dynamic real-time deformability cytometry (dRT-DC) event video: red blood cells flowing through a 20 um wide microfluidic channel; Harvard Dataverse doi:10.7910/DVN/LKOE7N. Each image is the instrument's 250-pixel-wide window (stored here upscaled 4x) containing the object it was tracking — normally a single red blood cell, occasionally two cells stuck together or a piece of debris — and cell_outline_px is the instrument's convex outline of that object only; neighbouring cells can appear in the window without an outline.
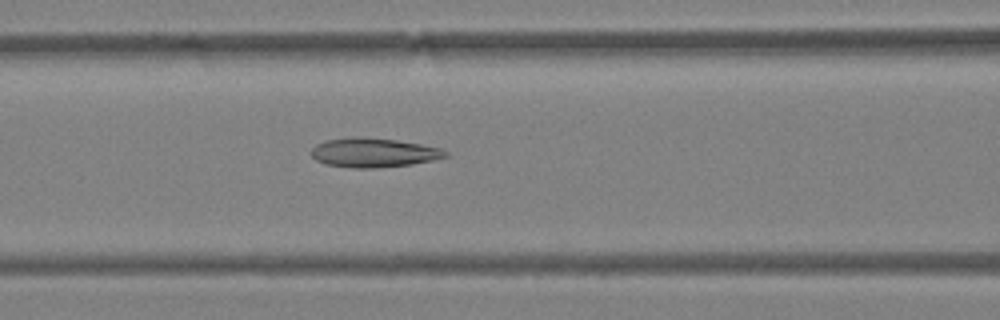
{"species": "Egyptian fruit bat (a non-hibernating species)", "species_latin": "Rousettus aegyptiacus", "temperature_condition": "warm", "stored_images_in_passage": 45, "camera_frame_rate_fps": 3000, "um_per_image_px": 0.085, "animal": {"sex": "female"}, "frame": {"image": 1, "passage_image": 21, "time_ms": 6.667, "image_size_px": [1000, 320], "cell_outline_px": [[448, 156], [432, 160], [412, 164], [376, 168], [352, 168], [324, 164], [316, 160], [308, 152], [316, 144], [324, 140], [352, 136], [356, 136], [396, 140], [420, 144], [440, 148], [448, 152]], "centroid_in_image_um": [31.69, 12.97], "position_along_channel_um": 134.9, "area_um2": 23.06}}
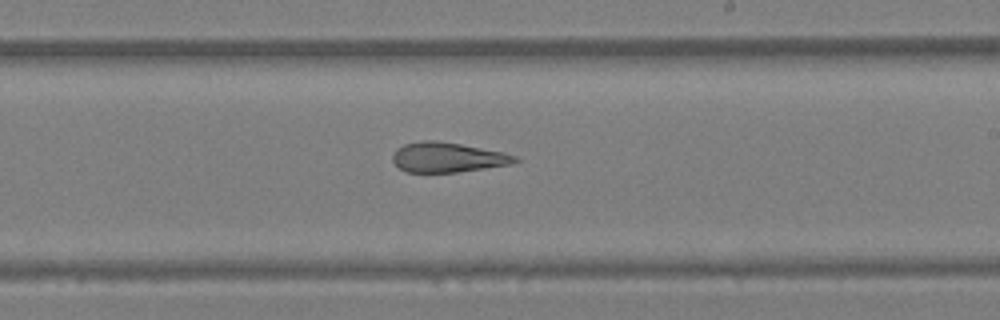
{"frame": {"image": 2, "passage_image": 29, "time_ms": 9.333, "image_size_px": [1000, 320], "cell_outline_px": [[520, 160], [512, 164], [456, 172], [408, 172], [400, 168], [392, 160], [392, 156], [396, 148], [404, 144], [420, 140], [436, 140], [460, 144], [504, 152], [516, 156]], "centroid_in_image_um": [38.04, 13.36], "position_along_channel_um": 251.0, "area_um2": 21.27}}
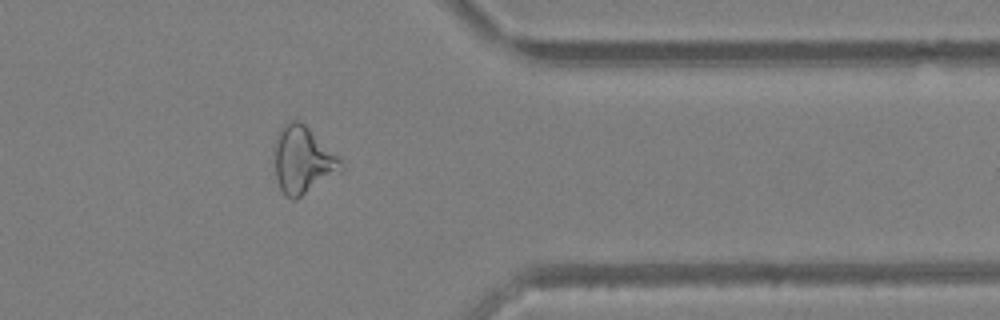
{"frame": {"image": 3, "passage_image": 39, "time_ms": 12.667, "image_size_px": [1000, 320], "cell_outline_px": [[344, 168], [340, 172], [296, 200], [292, 200], [284, 196], [280, 188], [276, 176], [276, 136], [280, 128], [288, 120], [296, 120], [304, 124], [340, 156], [344, 164]], "centroid_in_image_um": [25.78, 13.62], "position_along_channel_um": 385.6, "area_um2": 26.07}}